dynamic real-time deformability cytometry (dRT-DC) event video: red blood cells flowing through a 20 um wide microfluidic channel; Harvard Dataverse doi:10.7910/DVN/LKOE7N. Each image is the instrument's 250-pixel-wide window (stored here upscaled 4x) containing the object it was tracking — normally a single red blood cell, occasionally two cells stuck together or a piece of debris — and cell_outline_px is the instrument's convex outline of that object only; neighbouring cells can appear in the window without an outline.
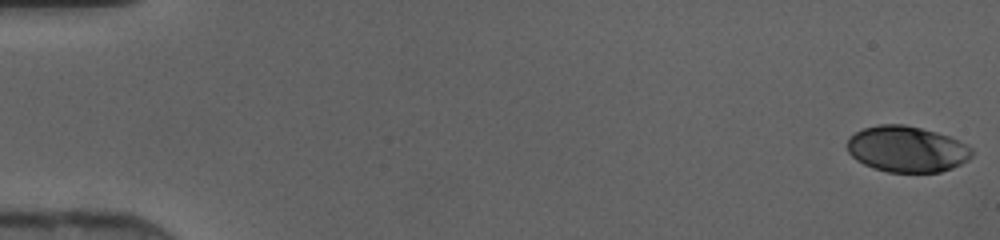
{"species": "human", "species_latin": "Homo sapiens", "temperature_condition": "cold", "stored_images_in_passage": 14, "camera_frame_rate_fps": 3000, "um_per_image_px": 0.085, "donor": {"sex": "female"}, "frame": {"image": 1, "passage_image": 1, "time_ms": 0.0, "image_size_px": [1000, 240], "cell_outline_px": [[972, 156], [968, 160], [952, 168], [940, 172], [888, 172], [872, 168], [856, 160], [848, 152], [848, 136], [864, 128], [880, 124], [904, 124], [936, 132], [948, 136], [972, 148]], "centroid_in_image_um": [77.06, 12.68], "position_along_channel_um": 7.9, "area_um2": 33.35}}
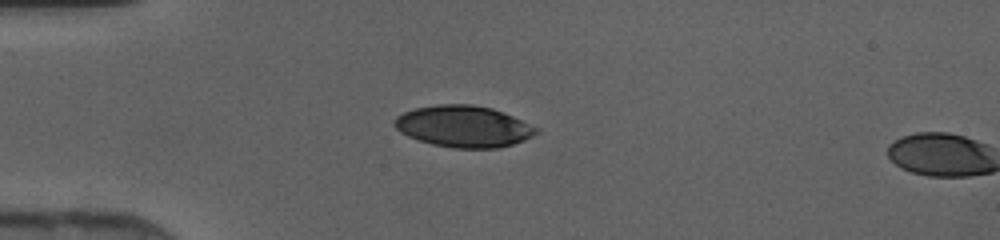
{"frame": {"image": 2, "passage_image": 13, "time_ms": 4.0, "image_size_px": [1000, 240], "cell_outline_px": [[540, 132], [524, 140], [512, 144], [496, 148], [452, 148], [432, 144], [408, 136], [400, 132], [392, 124], [392, 120], [396, 116], [404, 112], [416, 108], [440, 104], [472, 104], [492, 108], [512, 116], [540, 128]], "centroid_in_image_um": [39.4, 10.74], "position_along_channel_um": 45.6, "area_um2": 34.33}}